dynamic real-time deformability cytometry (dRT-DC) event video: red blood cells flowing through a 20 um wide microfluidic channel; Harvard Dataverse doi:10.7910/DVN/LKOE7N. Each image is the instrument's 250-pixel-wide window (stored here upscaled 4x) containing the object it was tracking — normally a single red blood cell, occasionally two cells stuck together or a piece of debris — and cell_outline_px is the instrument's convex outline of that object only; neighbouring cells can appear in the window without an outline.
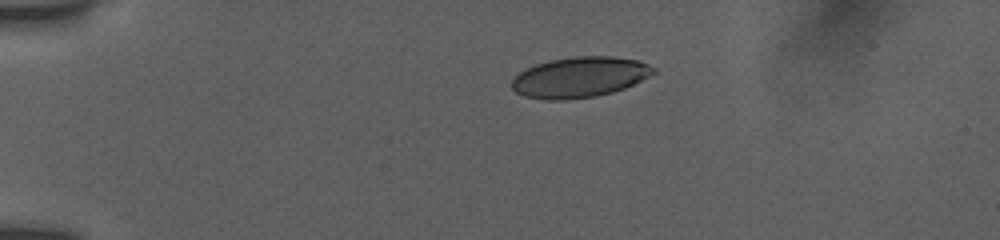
{"species": "human", "species_latin": "Homo sapiens", "temperature_condition": "room temperature", "stored_images_in_passage": 8, "camera_frame_rate_fps": 3000, "um_per_image_px": 0.085, "donor": {"sex": "female"}, "frame": {"image": 1, "passage_image": 1, "time_ms": 0.0, "image_size_px": [1000, 240], "cell_outline_px": [[656, 72], [624, 88], [612, 92], [596, 96], [560, 100], [544, 100], [524, 96], [516, 92], [512, 88], [512, 80], [520, 72], [536, 64], [548, 60], [576, 56], [612, 56], [636, 60], [648, 64], [656, 68]], "centroid_in_image_um": [49.26, 6.56], "position_along_channel_um": 35.7, "area_um2": 33.23}}
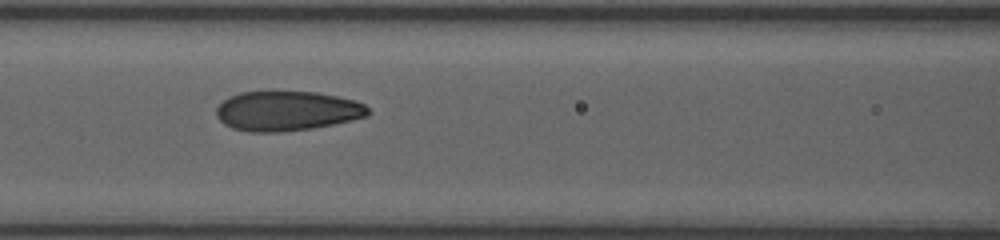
{"frame": {"image": 2, "passage_image": 6, "time_ms": 4.333, "image_size_px": [1000, 240], "cell_outline_px": [[368, 116], [352, 120], [312, 128], [280, 132], [248, 132], [232, 128], [224, 124], [216, 116], [216, 108], [224, 100], [240, 92], [316, 92], [336, 96], [352, 100], [364, 104], [368, 108]], "centroid_in_image_um": [24.37, 9.44], "position_along_channel_um": 142.2, "area_um2": 34.85}}
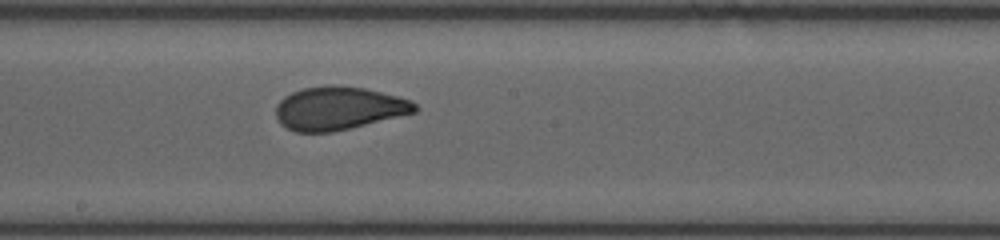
{"frame": {"image": 3, "passage_image": 8, "time_ms": 6.333, "image_size_px": [1000, 240], "cell_outline_px": [[420, 108], [416, 112], [332, 132], [296, 132], [280, 124], [276, 116], [276, 104], [284, 96], [292, 92], [304, 88], [328, 84], [332, 84], [364, 88], [412, 100]], "centroid_in_image_um": [28.77, 9.19], "position_along_channel_um": 219.4, "area_um2": 34.97}}